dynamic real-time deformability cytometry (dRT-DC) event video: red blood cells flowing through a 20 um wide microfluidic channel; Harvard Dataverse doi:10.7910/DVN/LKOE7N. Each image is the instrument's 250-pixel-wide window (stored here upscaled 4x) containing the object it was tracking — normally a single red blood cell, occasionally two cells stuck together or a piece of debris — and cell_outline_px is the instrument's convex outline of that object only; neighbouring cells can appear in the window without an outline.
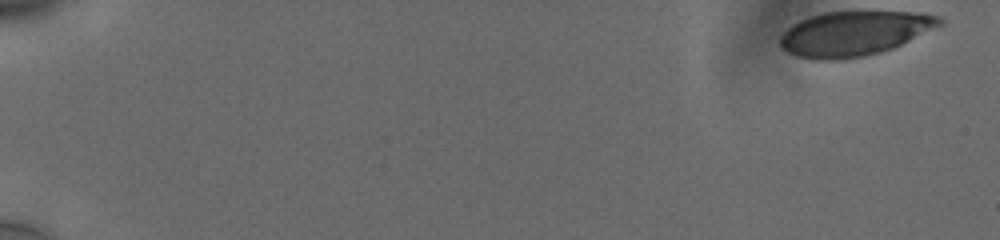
{"species": "human", "species_latin": "Homo sapiens", "temperature_condition": "cold", "stored_images_in_passage": 55, "camera_frame_rate_fps": 3000, "um_per_image_px": 0.085, "donor": {"sex": "male"}, "frame": {"image": 1, "passage_image": 1, "time_ms": 0.0, "image_size_px": [1000, 240], "cell_outline_px": [[944, 20], [940, 24], [896, 48], [868, 56], [844, 60], [812, 60], [796, 56], [788, 52], [780, 44], [780, 36], [792, 24], [800, 20], [824, 12], [908, 12], [936, 16]], "centroid_in_image_um": [72.56, 2.88], "position_along_channel_um": 12.4, "area_um2": 41.33}}
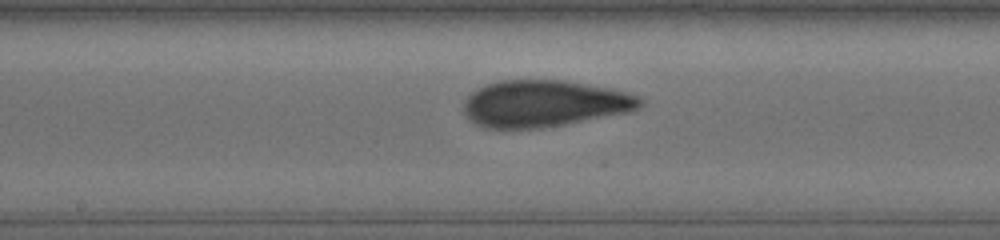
{"frame": {"image": 2, "passage_image": 31, "time_ms": 10.0, "image_size_px": [1000, 240], "cell_outline_px": [[640, 104], [636, 108], [628, 112], [564, 124], [540, 128], [484, 128], [476, 124], [464, 112], [464, 104], [468, 96], [476, 88], [500, 80], [564, 80], [624, 92], [636, 96], [640, 100]], "centroid_in_image_um": [46.17, 8.8], "position_along_channel_um": 202.0, "area_um2": 47.11}}
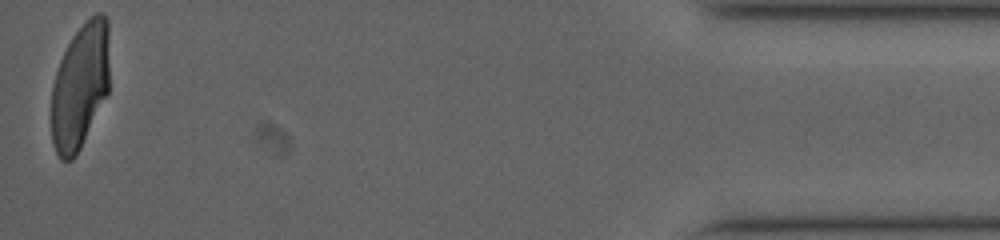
{"frame": {"image": 3, "passage_image": 55, "time_ms": 18.0, "image_size_px": [1000, 240], "cell_outline_px": [[108, 92], [76, 156], [72, 160], [60, 160], [52, 144], [52, 88], [56, 72], [60, 60], [72, 36], [96, 12], [104, 12], [108, 20]], "centroid_in_image_um": [6.8, 7.32], "position_along_channel_um": 428.4, "area_um2": 42.19}, "authors_computed_cell_mechanics": {"area_um2": 45.373, "velocity_mm_per_s": 3.7598, "shape_relaxation_time_tau1_ms": 4.7914, "shape_relaxation_time_tau2_ms": 1.0867, "deformation_change_tau1": 0.172, "deformation_change_tau2": 0.0707}}